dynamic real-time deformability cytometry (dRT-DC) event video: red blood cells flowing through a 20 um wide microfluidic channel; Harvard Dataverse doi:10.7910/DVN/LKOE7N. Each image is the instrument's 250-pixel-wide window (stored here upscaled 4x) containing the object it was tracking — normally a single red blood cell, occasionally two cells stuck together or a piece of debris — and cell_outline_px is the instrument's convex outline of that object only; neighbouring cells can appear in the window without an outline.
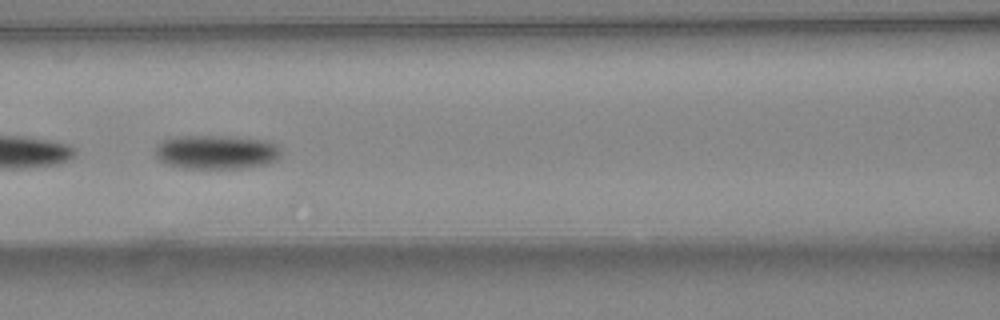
{"species": "common noctule bat (a hibernating species)", "species_latin": "Nyctalus noctula", "temperature_condition": "warm", "stored_images_in_passage": 18, "camera_frame_rate_fps": 3000, "um_per_image_px": 0.085, "animal": {"sex": "female", "body_mass_g": 24.6, "forearm_length_mm": 56.2}, "frame": {"image": 1, "passage_image": 8, "time_ms": 2.333, "image_size_px": [1000, 320], "cell_outline_px": [[284, 148], [280, 156], [276, 160], [268, 164], [240, 168], [184, 168], [164, 164], [156, 156], [156, 148], [160, 140], [180, 136], [232, 136], [268, 140]], "centroid_in_image_um": [18.44, 12.92], "position_along_channel_um": 148.2, "area_um2": 25.37}}
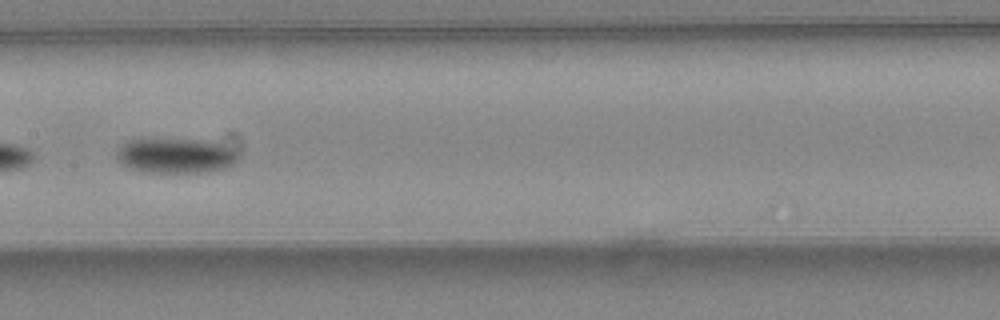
{"frame": {"image": 2, "passage_image": 11, "time_ms": 3.333, "image_size_px": [1000, 320], "cell_outline_px": [[240, 160], [228, 168], [208, 172], [144, 172], [128, 168], [120, 164], [116, 160], [116, 152], [128, 140], [140, 136], [144, 136], [208, 140], [236, 148], [240, 152]], "centroid_in_image_um": [14.95, 13.18], "position_along_channel_um": 192.4, "area_um2": 26.41}}